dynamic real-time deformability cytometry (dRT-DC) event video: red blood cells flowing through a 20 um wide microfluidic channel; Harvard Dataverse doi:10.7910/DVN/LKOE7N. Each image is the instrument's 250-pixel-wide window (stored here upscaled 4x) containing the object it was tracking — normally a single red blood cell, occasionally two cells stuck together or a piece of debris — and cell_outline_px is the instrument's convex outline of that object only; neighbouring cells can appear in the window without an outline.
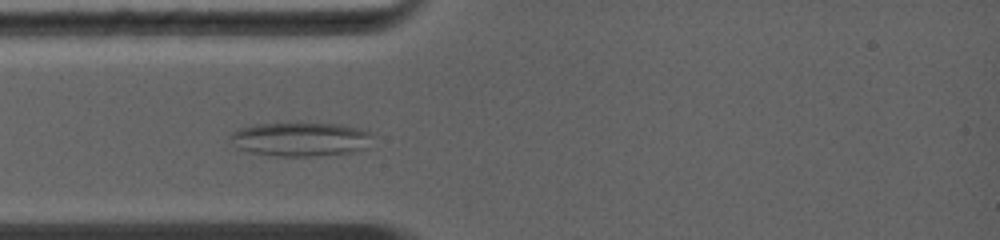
{"species": "common noctule bat (a hibernating species)", "species_latin": "Nyctalus noctula", "temperature_condition": "warm", "stored_images_in_passage": 5, "camera_frame_rate_fps": 5000, "um_per_image_px": 0.085, "animal": {"sex": "female", "body_mass_g": 19.0, "forearm_length_mm": 56.7}, "frame": {"image": 1, "passage_image": 4, "time_ms": 2.4, "image_size_px": [1000, 240], "cell_outline_px": [[372, 136], [368, 148], [352, 152], [308, 156], [276, 156], [248, 152], [240, 148], [228, 136], [232, 132], [240, 128], [256, 124], [300, 120], [340, 124], [360, 128], [368, 132]], "centroid_in_image_um": [25.56, 11.78], "position_along_channel_um": 59.4, "area_um2": 29.02}}